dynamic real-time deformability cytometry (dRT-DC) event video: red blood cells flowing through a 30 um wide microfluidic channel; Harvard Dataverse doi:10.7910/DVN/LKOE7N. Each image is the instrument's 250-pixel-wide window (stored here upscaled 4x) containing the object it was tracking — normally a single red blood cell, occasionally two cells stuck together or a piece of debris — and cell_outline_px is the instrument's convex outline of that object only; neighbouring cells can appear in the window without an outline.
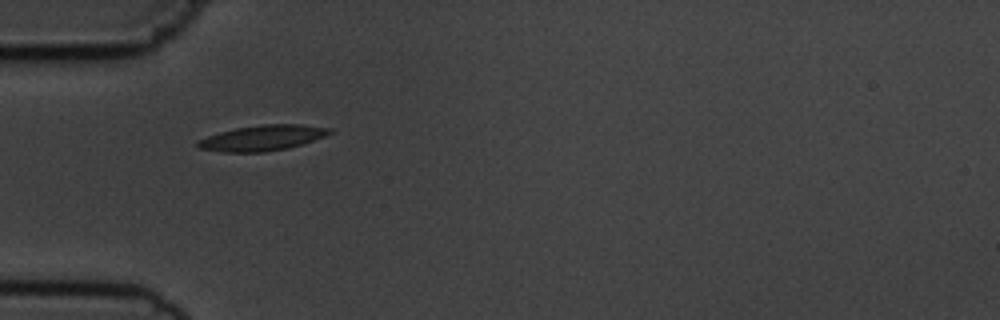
{"species": "common noctule bat (a hibernating species)", "species_latin": "Nyctalus noctula", "temperature_condition": "cold", "stored_images_in_passage": 7, "camera_frame_rate_fps": 3000, "um_per_image_px": 0.085, "animal": {"sex": "male", "body_mass_g": 19.5, "forearm_length_mm": 54.6}, "frame": {"image": 1, "passage_image": 1, "time_ms": 0.0, "image_size_px": [1000, 320], "cell_outline_px": [[332, 132], [324, 136], [288, 148], [264, 152], [224, 152], [200, 148], [196, 144], [196, 140], [220, 132], [236, 128], [264, 124], [300, 124], [332, 128]], "centroid_in_image_um": [22.29, 11.72], "position_along_channel_um": 62.7, "area_um2": 19.36}}
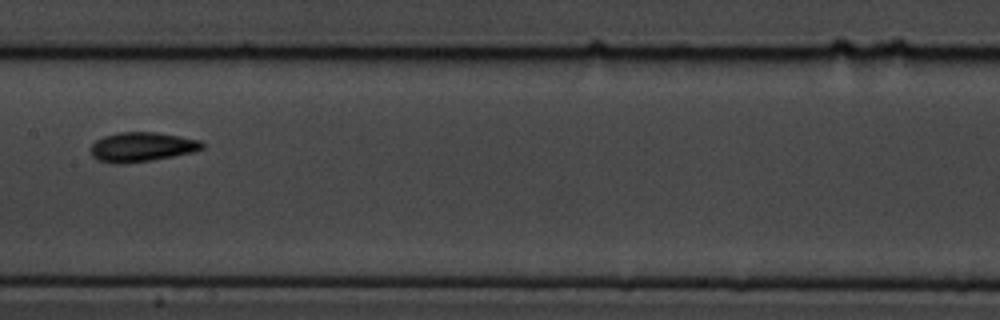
{"frame": {"image": 2, "passage_image": 4, "time_ms": 3.667, "image_size_px": [1000, 320], "cell_outline_px": [[204, 148], [192, 152], [152, 160], [124, 164], [116, 164], [96, 160], [92, 156], [88, 148], [96, 140], [104, 136], [120, 132], [156, 132], [180, 136], [200, 140], [204, 144]], "centroid_in_image_um": [12.01, 12.49], "position_along_channel_um": 195.4, "area_um2": 19.31}}
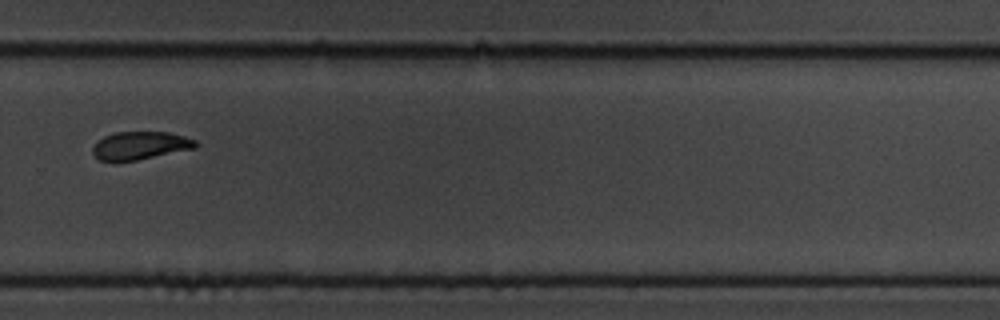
{"frame": {"image": 3, "passage_image": 7, "time_ms": 7.0, "image_size_px": [1000, 320], "cell_outline_px": [[196, 148], [136, 160], [100, 160], [92, 152], [92, 148], [104, 136], [116, 132], [168, 132], [184, 136], [196, 140]], "centroid_in_image_um": [11.95, 12.36], "position_along_channel_um": 317.9, "area_um2": 16.42}}